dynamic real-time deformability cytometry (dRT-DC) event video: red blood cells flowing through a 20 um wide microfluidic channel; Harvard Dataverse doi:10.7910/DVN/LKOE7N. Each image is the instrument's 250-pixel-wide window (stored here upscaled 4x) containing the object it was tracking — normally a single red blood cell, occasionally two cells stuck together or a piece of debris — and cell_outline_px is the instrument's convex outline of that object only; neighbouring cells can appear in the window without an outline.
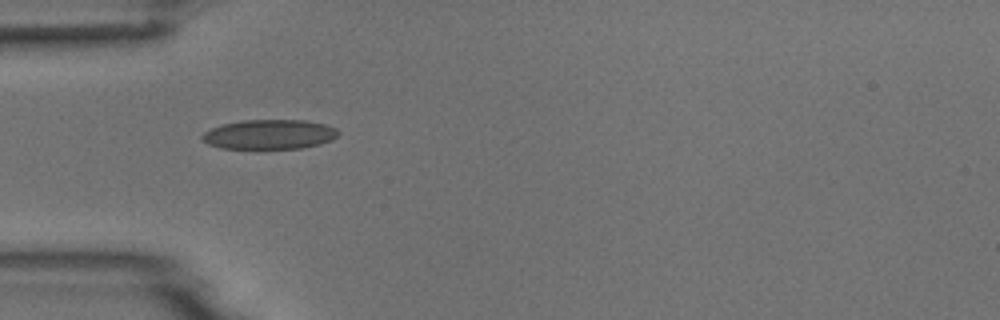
{"species": "common noctule bat (a hibernating species)", "species_latin": "Nyctalus noctula", "temperature_condition": "room temperature", "stored_images_in_passage": 2, "camera_frame_rate_fps": 3000, "um_per_image_px": 0.085, "animal": {"sex": "male", "body_mass_g": 18.8}, "frame": {"image": 1, "passage_image": 1, "time_ms": 0.0, "image_size_px": [1000, 320], "cell_outline_px": [[340, 132], [332, 140], [320, 144], [300, 148], [220, 148], [208, 144], [200, 136], [204, 132], [212, 128], [224, 124], [240, 120], [304, 120], [324, 124], [336, 128]], "centroid_in_image_um": [22.91, 11.42], "position_along_channel_um": 62.1, "area_um2": 23.35}}